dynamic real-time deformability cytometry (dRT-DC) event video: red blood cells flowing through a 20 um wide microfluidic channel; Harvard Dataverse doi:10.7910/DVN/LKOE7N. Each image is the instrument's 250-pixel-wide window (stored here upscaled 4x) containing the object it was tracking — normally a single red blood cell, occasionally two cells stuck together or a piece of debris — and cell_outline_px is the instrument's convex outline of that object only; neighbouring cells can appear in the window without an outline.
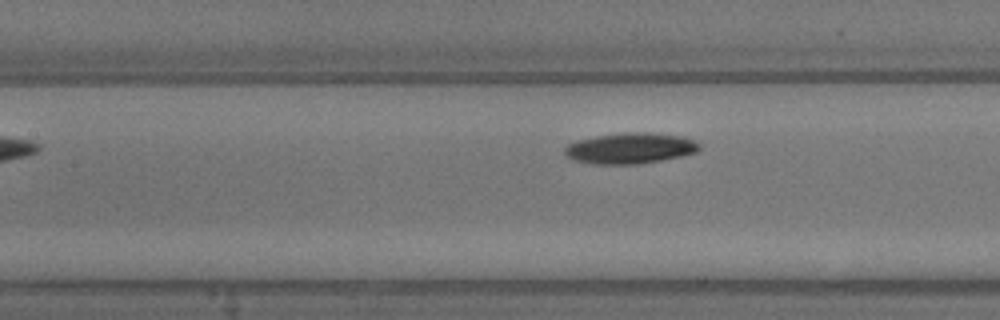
{"species": "common noctule bat (a hibernating species)", "species_latin": "Nyctalus noctula", "temperature_condition": "warm", "stored_images_in_passage": 6, "segment_of_instrument_passage": [2, 2], "camera_frame_rate_fps": 3000, "um_per_image_px": 0.085, "animal": {"sex": "male", "body_mass_g": 13.3}, "frame": {"image": 1, "passage_image": 6, "time_ms": 1.667, "image_size_px": [1000, 320], "cell_outline_px": [[700, 148], [696, 152], [680, 156], [660, 160], [636, 164], [592, 164], [576, 160], [568, 156], [564, 152], [564, 148], [568, 144], [576, 140], [596, 136], [624, 132], [652, 132], [684, 136], [700, 144]], "centroid_in_image_um": [53.57, 12.58], "position_along_channel_um": 153.8, "area_um2": 24.16}}